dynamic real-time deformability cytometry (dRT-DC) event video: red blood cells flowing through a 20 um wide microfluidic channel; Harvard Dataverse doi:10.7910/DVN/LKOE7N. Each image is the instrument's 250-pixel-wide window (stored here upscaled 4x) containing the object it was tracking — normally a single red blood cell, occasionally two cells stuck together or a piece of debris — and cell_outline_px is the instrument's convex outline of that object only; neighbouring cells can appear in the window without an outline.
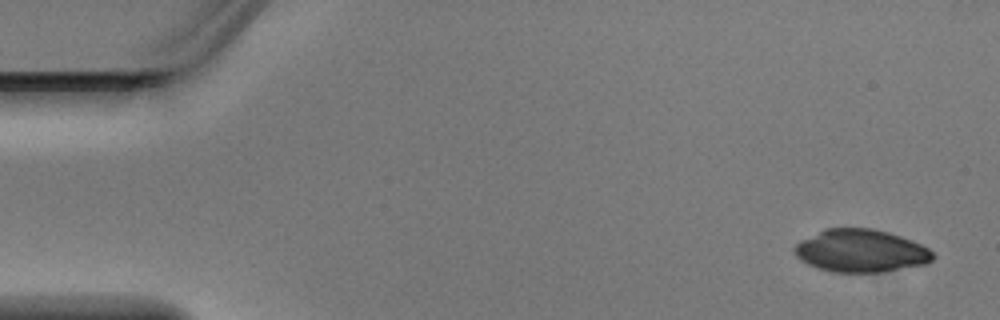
{"species": "Egyptian fruit bat (a non-hibernating species)", "species_latin": "Rousettus aegyptiacus", "temperature_condition": "warm", "stored_images_in_passage": 4, "camera_frame_rate_fps": 3000, "um_per_image_px": 0.085, "animal": {"sex": "male"}, "frame": {"image": 1, "passage_image": 1, "time_ms": 0.0, "image_size_px": [1000, 320], "cell_outline_px": [[936, 256], [932, 260], [924, 264], [880, 272], [832, 272], [808, 264], [800, 260], [796, 256], [792, 248], [800, 240], [824, 228], [872, 228], [888, 232], [912, 240], [928, 248]], "centroid_in_image_um": [73.14, 21.31], "position_along_channel_um": 11.9, "area_um2": 34.45}}